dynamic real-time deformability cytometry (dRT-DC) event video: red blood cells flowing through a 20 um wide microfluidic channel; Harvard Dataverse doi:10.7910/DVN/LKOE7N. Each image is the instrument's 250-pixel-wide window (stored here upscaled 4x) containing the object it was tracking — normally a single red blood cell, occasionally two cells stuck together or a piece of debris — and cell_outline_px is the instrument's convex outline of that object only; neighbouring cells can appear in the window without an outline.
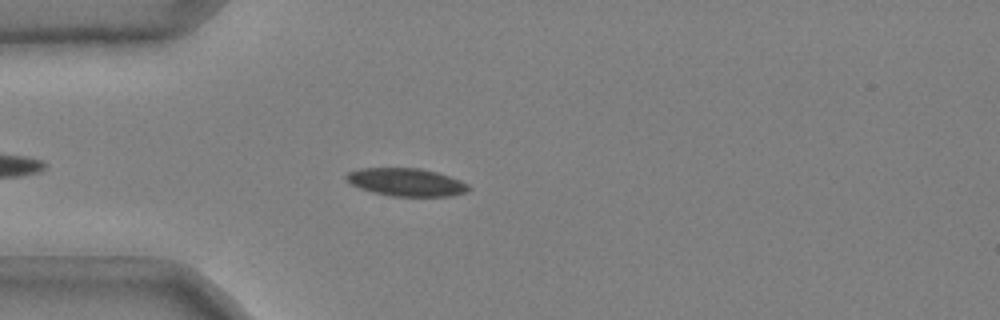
{"species": "common noctule bat (a hibernating species)", "species_latin": "Nyctalus noctula", "temperature_condition": "cold", "stored_images_in_passage": 42, "camera_frame_rate_fps": 3000, "um_per_image_px": 0.085, "animal": {"sex": "male", "body_mass_g": 20.4}, "frame": {"image": 1, "passage_image": 5, "time_ms": 1.333, "image_size_px": [1000, 320], "cell_outline_px": [[472, 188], [468, 192], [452, 196], [392, 196], [372, 192], [360, 188], [344, 180], [344, 176], [348, 172], [360, 168], [420, 168], [436, 172], [460, 180], [468, 184]], "centroid_in_image_um": [34.53, 15.49], "position_along_channel_um": 50.5, "area_um2": 20.0}}
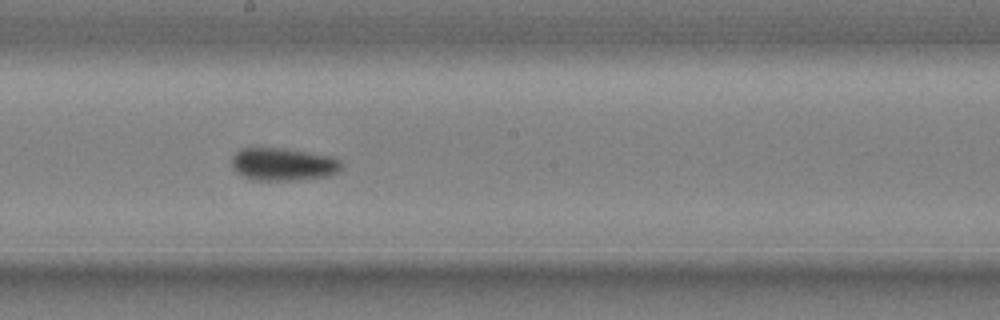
{"frame": {"image": 2, "passage_image": 20, "time_ms": 6.333, "image_size_px": [1000, 320], "cell_outline_px": [[340, 172], [328, 176], [296, 180], [252, 180], [236, 172], [232, 168], [232, 156], [240, 148], [284, 148], [332, 156], [340, 160]], "centroid_in_image_um": [24.06, 13.96], "position_along_channel_um": 224.1, "area_um2": 21.04}}
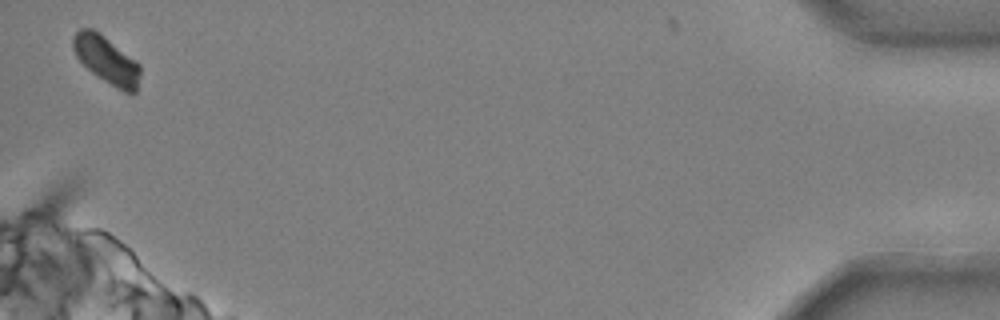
{"frame": {"image": 3, "passage_image": 42, "time_ms": 13.667, "image_size_px": [1000, 320], "cell_outline_px": [[140, 72], [136, 92], [132, 96], [116, 88], [96, 76], [76, 56], [72, 48], [72, 36], [80, 28], [92, 28], [104, 36], [136, 60], [140, 64]], "centroid_in_image_um": [9.06, 5.11], "position_along_channel_um": 426.1, "area_um2": 18.67}, "authors_computed_cell_mechanics": {"area_um2": 20.3167, "velocity_mm_per_s": 3.6783, "shape_relaxation_time_tau1_ms": 4.6589, "shape_relaxation_time_tau2_ms": null, "deformation_change_tau1": 0.1119, "deformation_change_tau2": null}}